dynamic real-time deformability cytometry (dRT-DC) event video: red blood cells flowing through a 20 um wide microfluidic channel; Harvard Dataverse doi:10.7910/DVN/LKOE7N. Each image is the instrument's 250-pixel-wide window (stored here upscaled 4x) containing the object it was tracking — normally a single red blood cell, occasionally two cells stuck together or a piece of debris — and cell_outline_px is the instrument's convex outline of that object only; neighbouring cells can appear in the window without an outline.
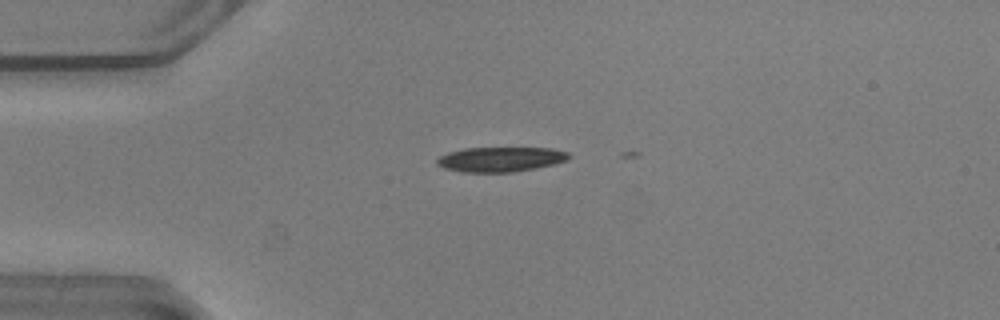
{"species": "common noctule bat (a hibernating species)", "species_latin": "Nyctalus noctula", "temperature_condition": "warm", "stored_images_in_passage": 2, "camera_frame_rate_fps": 3000, "um_per_image_px": 0.085, "animal": {"sex": "male", "body_mass_g": 20.5, "forearm_length_mm": 52.5}, "frame": {"image": 1, "passage_image": 1, "time_ms": 0.0, "image_size_px": [1000, 320], "cell_outline_px": [[572, 156], [568, 160], [536, 168], [512, 172], [460, 172], [444, 168], [436, 164], [436, 160], [440, 156], [448, 152], [464, 148], [552, 148], [568, 152]], "centroid_in_image_um": [42.54, 13.54], "position_along_channel_um": 42.5, "area_um2": 19.13}}